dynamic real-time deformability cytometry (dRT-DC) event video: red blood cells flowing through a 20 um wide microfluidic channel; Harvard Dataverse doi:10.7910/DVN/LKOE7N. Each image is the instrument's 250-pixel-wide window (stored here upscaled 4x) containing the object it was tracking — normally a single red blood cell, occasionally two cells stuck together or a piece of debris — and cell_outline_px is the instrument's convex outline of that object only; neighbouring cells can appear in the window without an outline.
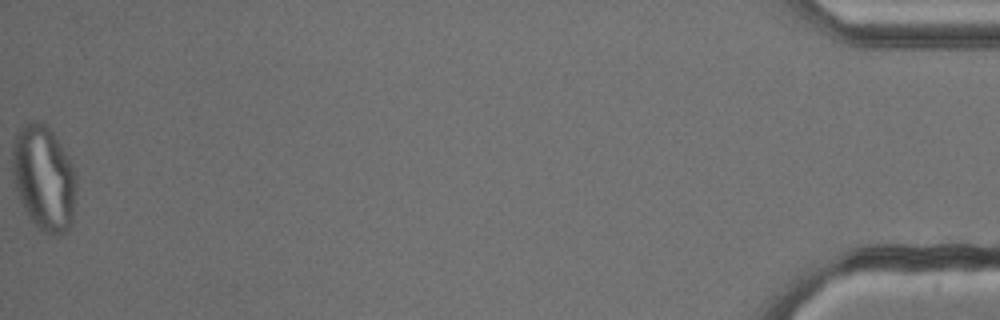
{"species": "common noctule bat (a hibernating species)", "species_latin": "Nyctalus noctula", "temperature_condition": "cold", "stored_images_in_passage": 53, "camera_frame_rate_fps": 3000, "um_per_image_px": 0.085, "animal": {"sex": "male", "body_mass_g": 13.3}, "frame": {"image": 1, "passage_image": 53, "time_ms": 17.333, "image_size_px": [1000, 320], "cell_outline_px": [[76, 200], [72, 224], [64, 232], [56, 236], [44, 232], [28, 216], [20, 200], [12, 176], [12, 140], [20, 128], [24, 124], [32, 120], [44, 120], [68, 156], [72, 164], [76, 176]], "centroid_in_image_um": [3.73, 15.1], "position_along_channel_um": 431.5, "area_um2": 39.59}}